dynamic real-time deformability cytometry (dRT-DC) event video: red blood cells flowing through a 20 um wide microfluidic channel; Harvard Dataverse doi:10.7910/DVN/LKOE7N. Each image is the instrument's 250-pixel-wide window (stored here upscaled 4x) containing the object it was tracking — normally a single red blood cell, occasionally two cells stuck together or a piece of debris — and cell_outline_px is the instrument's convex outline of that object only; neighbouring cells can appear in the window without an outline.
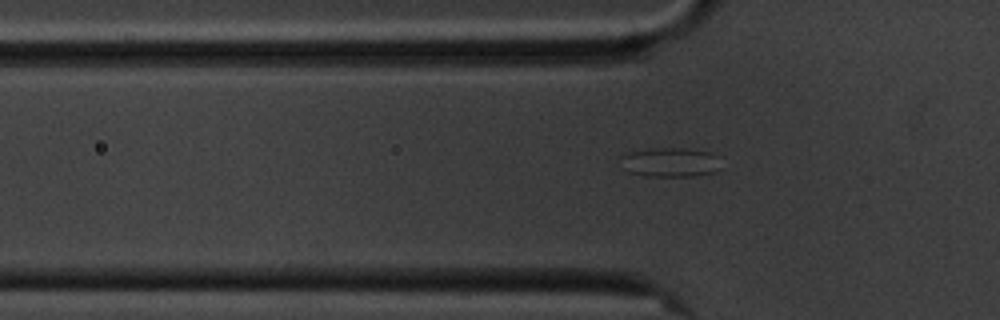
{"species": "common noctule bat (a hibernating species)", "species_latin": "Nyctalus noctula", "temperature_condition": "cold", "stored_images_in_passage": 42, "camera_frame_rate_fps": 3000, "um_per_image_px": 0.085, "animal": {"sex": "male", "body_mass_g": 20.1, "forearm_length_mm": 53.5}, "frame": {"image": 1, "passage_image": 2, "time_ms": 0.333, "image_size_px": [1000, 320], "cell_outline_px": [[716, 156], [712, 172], [692, 176], [644, 176], [628, 172], [620, 168], [620, 156], [624, 152], [652, 148], [684, 148], [708, 152]], "centroid_in_image_um": [56.74, 13.78], "position_along_channel_um": 69.1, "area_um2": 16.94}}
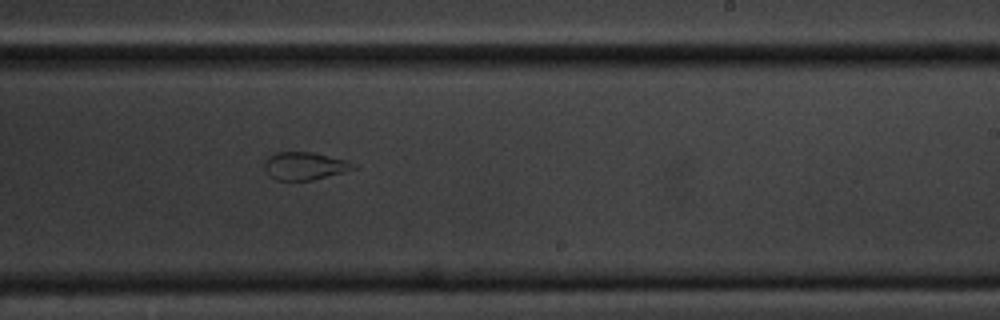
{"frame": {"image": 2, "passage_image": 19, "time_ms": 6.0, "image_size_px": [1000, 320], "cell_outline_px": [[360, 168], [312, 180], [276, 180], [264, 168], [264, 164], [268, 156], [276, 152], [312, 152], [348, 160]], "centroid_in_image_um": [25.94, 14.1], "position_along_channel_um": 263.1, "area_um2": 14.39}}
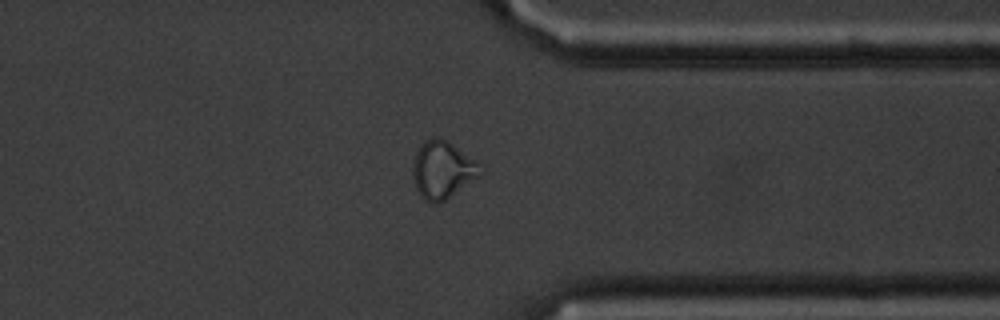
{"frame": {"image": 3, "passage_image": 29, "time_ms": 9.333, "image_size_px": [1000, 320], "cell_outline_px": [[484, 172], [480, 176], [444, 200], [436, 204], [424, 200], [420, 196], [416, 188], [412, 176], [412, 164], [416, 152], [420, 144], [424, 140], [432, 136], [440, 136], [448, 140], [480, 164]], "centroid_in_image_um": [37.59, 14.4], "position_along_channel_um": 373.8, "area_um2": 22.89}}